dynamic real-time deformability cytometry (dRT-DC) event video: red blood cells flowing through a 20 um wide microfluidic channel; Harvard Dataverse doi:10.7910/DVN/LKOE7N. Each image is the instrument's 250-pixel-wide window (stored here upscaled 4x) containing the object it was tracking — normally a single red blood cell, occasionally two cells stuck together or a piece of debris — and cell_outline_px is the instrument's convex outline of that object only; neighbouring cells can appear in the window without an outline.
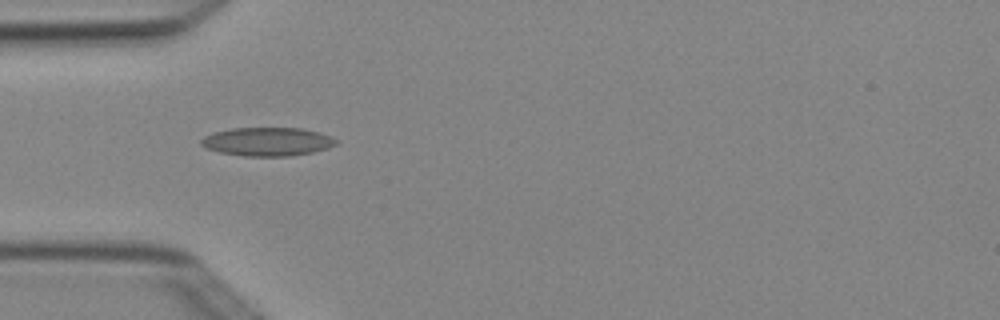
{"species": "Egyptian fruit bat (a non-hibernating species)", "species_latin": "Rousettus aegyptiacus", "temperature_condition": "cold", "stored_images_in_passage": 8, "camera_frame_rate_fps": 3000, "um_per_image_px": 0.085, "animal": {"sex": "female"}, "frame": {"image": 1, "passage_image": 5, "time_ms": 1.333, "image_size_px": [1000, 320], "cell_outline_px": [[336, 144], [328, 148], [312, 152], [288, 156], [244, 156], [220, 152], [208, 148], [200, 144], [200, 140], [204, 136], [212, 132], [232, 128], [300, 128], [316, 132], [328, 136], [336, 140]], "centroid_in_image_um": [22.67, 12.04], "position_along_channel_um": 62.3, "area_um2": 22.2}}
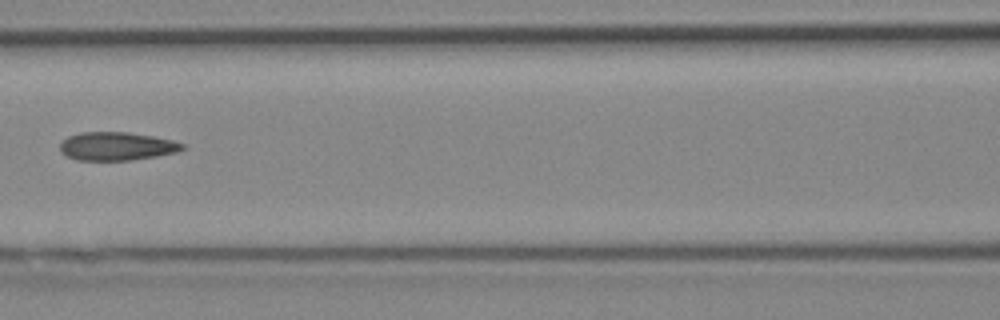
{"frame": {"image": 2, "passage_image": 7, "time_ms": 2.0, "image_size_px": [1000, 320], "cell_outline_px": [[188, 148], [176, 152], [156, 156], [132, 160], [76, 160], [60, 152], [60, 144], [68, 136], [80, 132], [128, 132], [152, 136], [172, 140], [184, 144]], "centroid_in_image_um": [9.93, 12.43], "position_along_channel_um": 156.7, "area_um2": 20.23}}
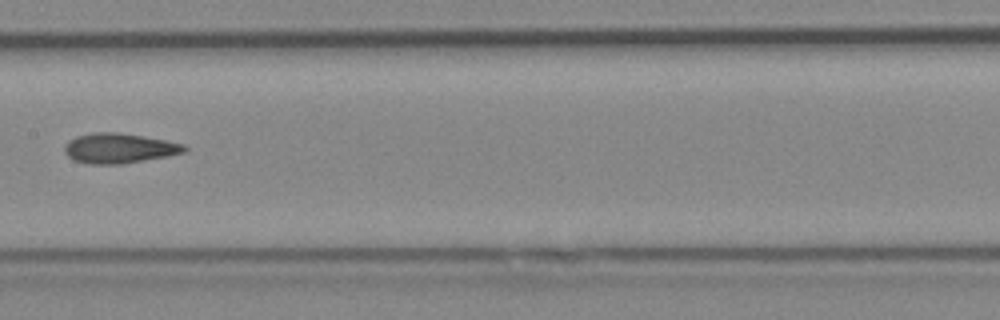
{"frame": {"image": 3, "passage_image": 8, "time_ms": 2.333, "image_size_px": [1000, 320], "cell_outline_px": [[188, 152], [168, 156], [120, 164], [88, 164], [72, 160], [64, 152], [64, 148], [68, 140], [76, 136], [92, 132], [116, 132], [144, 136], [184, 144], [188, 148]], "centroid_in_image_um": [10.12, 12.6], "position_along_channel_um": 197.3, "area_um2": 21.1}}